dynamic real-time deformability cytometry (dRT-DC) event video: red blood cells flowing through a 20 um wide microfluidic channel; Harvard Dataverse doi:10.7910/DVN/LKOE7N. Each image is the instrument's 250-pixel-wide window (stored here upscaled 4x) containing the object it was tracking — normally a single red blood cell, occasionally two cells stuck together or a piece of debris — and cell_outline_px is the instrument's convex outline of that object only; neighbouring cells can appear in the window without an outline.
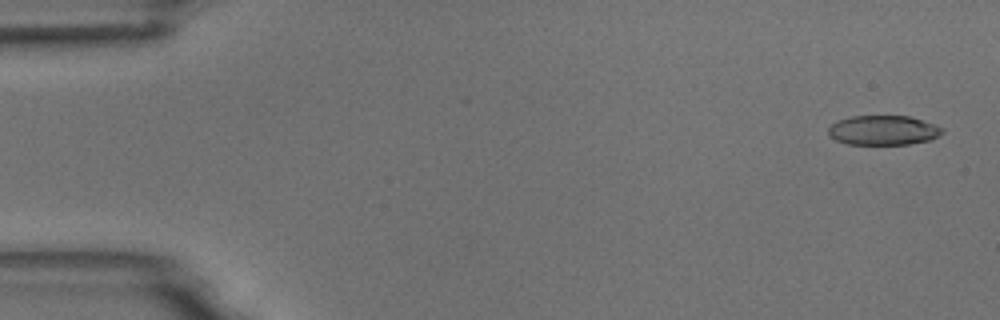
{"species": "common noctule bat (a hibernating species)", "species_latin": "Nyctalus noctula", "temperature_condition": "room temperature", "stored_images_in_passage": 5, "camera_frame_rate_fps": 3000, "um_per_image_px": 0.085, "animal": {"sex": "male", "body_mass_g": 18.8}, "frame": {"image": 1, "passage_image": 1, "time_ms": 0.0, "image_size_px": [1000, 320], "cell_outline_px": [[944, 132], [940, 136], [932, 140], [908, 144], [848, 144], [836, 140], [828, 136], [828, 128], [832, 124], [840, 120], [852, 116], [908, 116], [944, 128]], "centroid_in_image_um": [75.09, 11.08], "position_along_channel_um": 9.9, "area_um2": 19.59}}
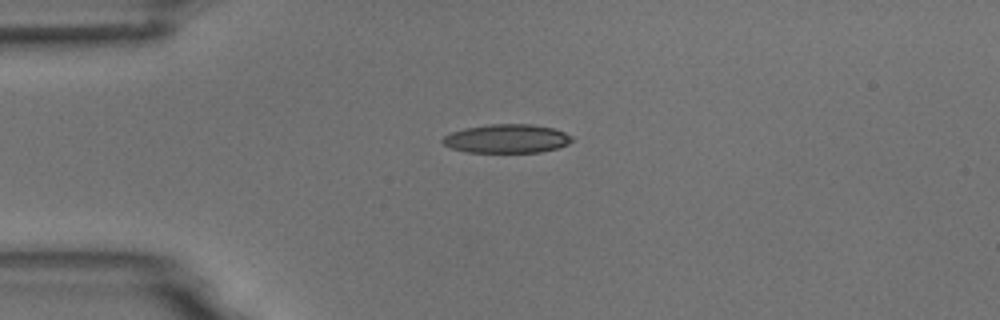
{"frame": {"image": 2, "passage_image": 4, "time_ms": 3.667, "image_size_px": [1000, 320], "cell_outline_px": [[572, 140], [568, 144], [556, 148], [540, 152], [468, 152], [452, 148], [444, 144], [440, 140], [444, 136], [452, 132], [464, 128], [488, 124], [532, 124], [552, 128], [564, 132], [572, 136]], "centroid_in_image_um": [43.06, 11.78], "position_along_channel_um": 41.9, "area_um2": 21.56}}